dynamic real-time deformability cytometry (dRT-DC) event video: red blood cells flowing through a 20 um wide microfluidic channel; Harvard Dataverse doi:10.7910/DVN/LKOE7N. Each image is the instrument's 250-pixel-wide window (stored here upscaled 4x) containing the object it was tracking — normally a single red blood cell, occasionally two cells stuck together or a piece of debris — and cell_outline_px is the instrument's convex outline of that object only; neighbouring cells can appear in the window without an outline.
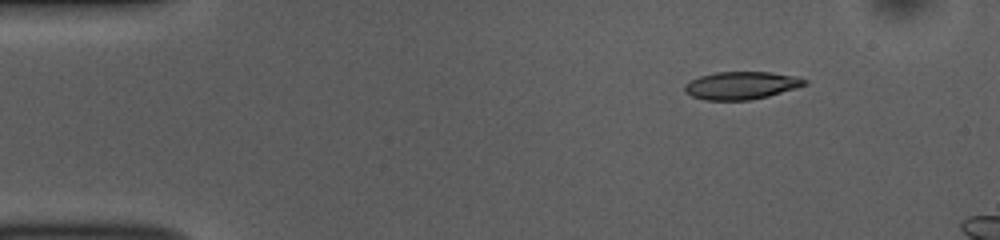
{"species": "common noctule bat (a hibernating species)", "species_latin": "Nyctalus noctula", "temperature_condition": "room temperature", "stored_images_in_passage": 8, "camera_frame_rate_fps": 3000, "um_per_image_px": 0.085, "animal": {"sex": "female", "body_mass_g": 10.0, "forearm_length_mm": 53.1}, "frame": {"image": 1, "passage_image": 1, "time_ms": 0.0, "image_size_px": [1000, 240], "cell_outline_px": [[808, 84], [796, 88], [768, 96], [748, 100], [704, 100], [692, 96], [684, 92], [684, 84], [700, 76], [716, 72], [768, 72], [796, 76], [808, 80]], "centroid_in_image_um": [63.01, 7.26], "position_along_channel_um": 22.0, "area_um2": 19.36}}